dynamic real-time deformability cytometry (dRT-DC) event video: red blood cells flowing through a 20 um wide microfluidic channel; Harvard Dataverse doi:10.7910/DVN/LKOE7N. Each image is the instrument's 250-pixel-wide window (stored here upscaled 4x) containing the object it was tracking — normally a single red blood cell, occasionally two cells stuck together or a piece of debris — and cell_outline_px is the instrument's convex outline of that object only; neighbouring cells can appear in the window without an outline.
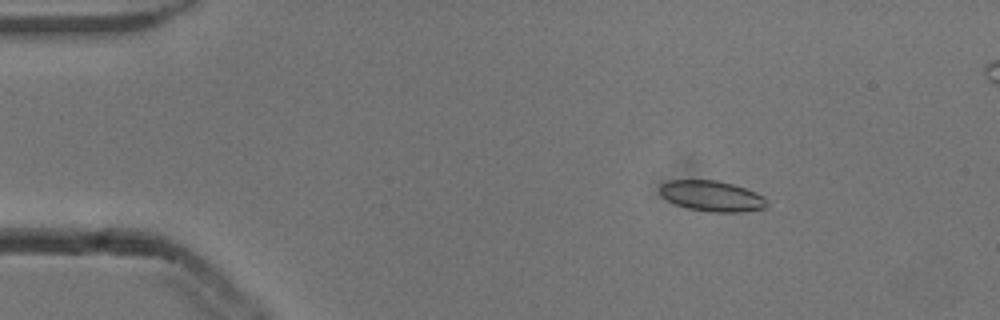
{"species": "common noctule bat (a hibernating species)", "species_latin": "Nyctalus noctula", "temperature_condition": "cold", "stored_images_in_passage": 54, "camera_frame_rate_fps": 3000, "um_per_image_px": 0.085, "animal": {"sex": "male", "body_mass_g": 13.3}, "frame": {"image": 1, "passage_image": 8, "time_ms": 2.333, "image_size_px": [1000, 320], "cell_outline_px": [[768, 204], [764, 208], [744, 212], [708, 212], [688, 208], [676, 204], [668, 200], [660, 192], [660, 184], [668, 180], [716, 180], [732, 184], [756, 192], [764, 196], [768, 200]], "centroid_in_image_um": [60.54, 16.67], "position_along_channel_um": 24.5, "area_um2": 19.13}}
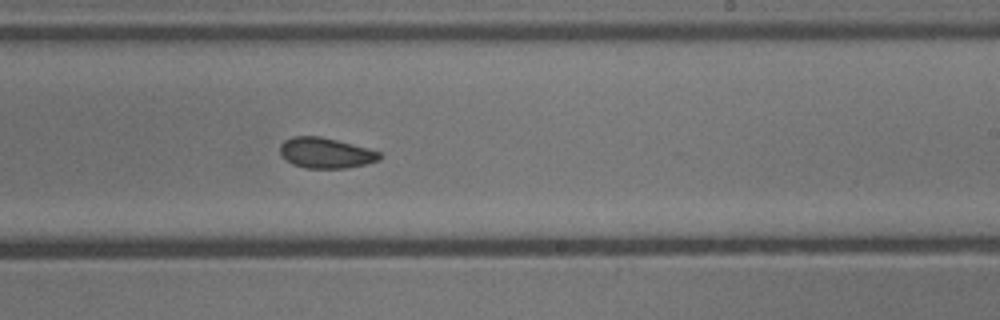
{"frame": {"image": 2, "passage_image": 32, "time_ms": 10.333, "image_size_px": [1000, 320], "cell_outline_px": [[380, 160], [368, 164], [348, 168], [304, 168], [292, 164], [280, 152], [280, 144], [284, 140], [292, 136], [320, 136], [368, 148], [380, 152]], "centroid_in_image_um": [27.7, 13.0], "position_along_channel_um": 261.3, "area_um2": 17.69}}
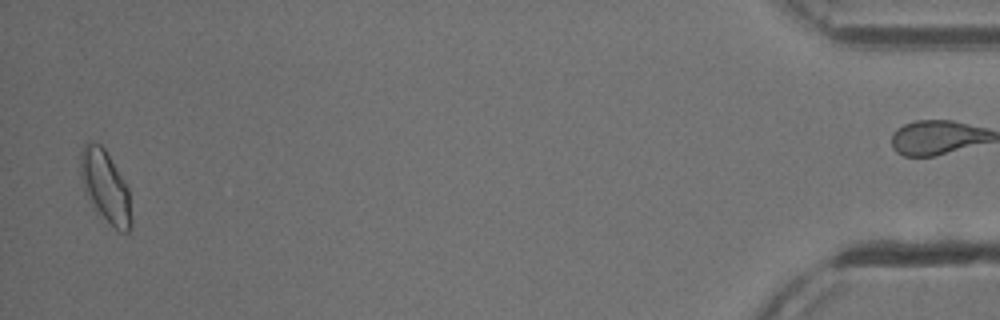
{"frame": {"image": 3, "passage_image": 52, "time_ms": 17.0, "image_size_px": [1000, 320], "cell_outline_px": [[132, 228], [128, 232], [120, 232], [96, 208], [80, 176], [80, 152], [84, 144], [88, 140], [100, 144], [104, 148], [128, 188], [132, 224]], "centroid_in_image_um": [8.97, 15.8], "position_along_channel_um": 426.2, "area_um2": 20.4}, "authors_computed_cell_mechanics": {"area_um2": 18.3515, "velocity_mm_per_s": 3.8645, "shape_relaxation_time_tau1_ms": null, "shape_relaxation_time_tau2_ms": 3.9524, "deformation_change_tau1": null, "deformation_change_tau2": 0.0773}}